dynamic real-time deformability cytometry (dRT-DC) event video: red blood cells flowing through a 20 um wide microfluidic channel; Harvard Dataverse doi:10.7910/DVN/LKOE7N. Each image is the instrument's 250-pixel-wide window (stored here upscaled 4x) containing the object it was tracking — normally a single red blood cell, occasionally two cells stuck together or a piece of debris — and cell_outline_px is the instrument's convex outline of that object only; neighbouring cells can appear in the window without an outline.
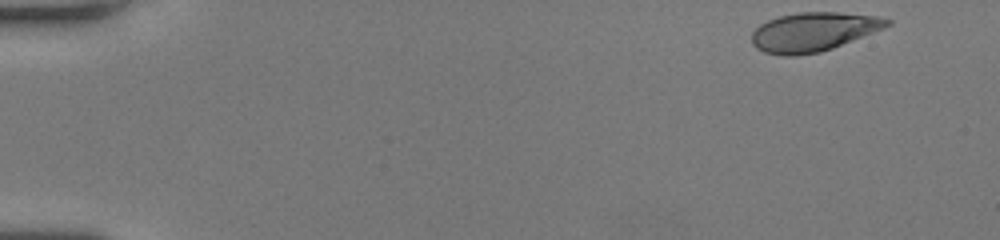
{"species": "human", "species_latin": "Homo sapiens", "temperature_condition": "room temperature", "stored_images_in_passage": 49, "camera_frame_rate_fps": 3000, "um_per_image_px": 0.085, "donor": {"sex": "female"}, "frame": {"image": 1, "passage_image": 1, "time_ms": 0.0, "image_size_px": [1000, 240], "cell_outline_px": [[892, 24], [884, 28], [832, 48], [820, 52], [792, 56], [784, 56], [764, 52], [756, 48], [752, 44], [752, 32], [760, 24], [768, 20], [780, 16], [800, 12], [836, 12], [880, 16], [892, 20]], "centroid_in_image_um": [69.14, 2.7], "position_along_channel_um": 15.9, "area_um2": 30.69}}
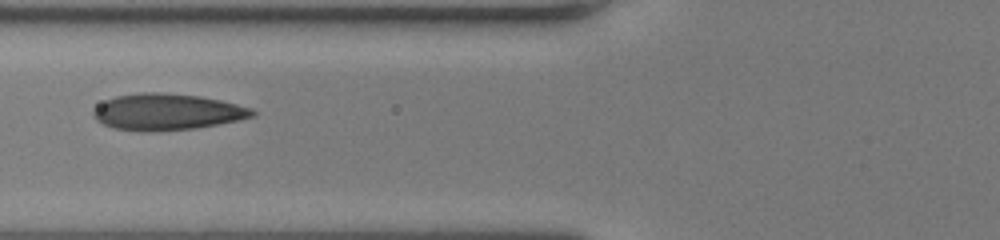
{"frame": {"image": 2, "passage_image": 19, "time_ms": 6.0, "image_size_px": [1000, 240], "cell_outline_px": [[256, 116], [196, 128], [156, 132], [140, 132], [112, 128], [96, 120], [92, 116], [92, 112], [104, 100], [116, 96], [140, 92], [160, 92], [200, 96], [220, 100], [252, 108], [256, 112]], "centroid_in_image_um": [14.16, 9.52], "position_along_channel_um": 111.6, "area_um2": 33.93}}
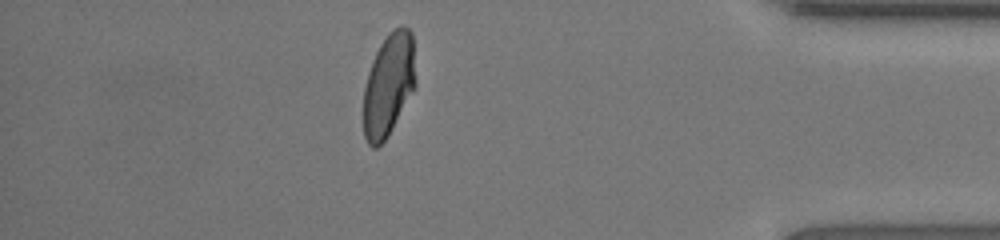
{"frame": {"image": 3, "passage_image": 43, "time_ms": 14.0, "image_size_px": [1000, 240], "cell_outline_px": [[416, 88], [388, 136], [376, 148], [372, 148], [368, 144], [364, 136], [364, 88], [368, 72], [372, 60], [380, 44], [388, 32], [400, 24], [404, 24], [412, 32], [416, 80]], "centroid_in_image_um": [33.05, 7.18], "position_along_channel_um": 402.1, "area_um2": 31.73}, "authors_computed_cell_mechanics": {"area_um2": 32.1368, "velocity_mm_per_s": 4.0659, "shape_relaxation_time_tau1_ms": 3.8887, "shape_relaxation_time_tau2_ms": null, "deformation_change_tau1": 0.1974, "deformation_change_tau2": null}}